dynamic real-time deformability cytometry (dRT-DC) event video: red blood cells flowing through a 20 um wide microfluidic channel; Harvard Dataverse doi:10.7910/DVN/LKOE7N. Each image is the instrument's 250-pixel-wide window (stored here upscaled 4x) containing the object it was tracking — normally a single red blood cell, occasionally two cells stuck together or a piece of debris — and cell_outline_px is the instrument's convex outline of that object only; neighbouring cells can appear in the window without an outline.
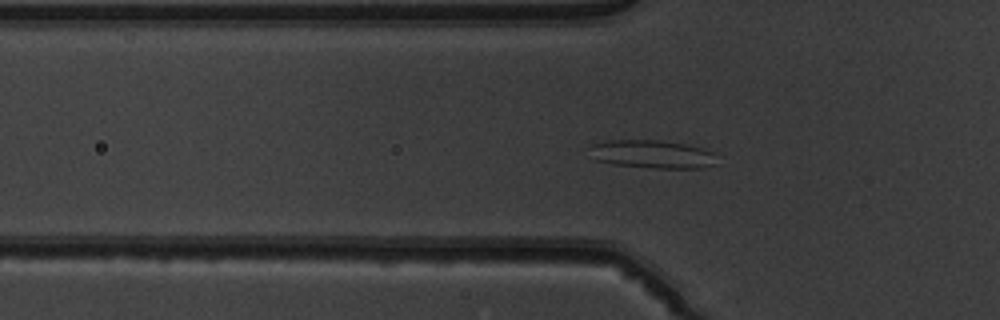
{"species": "common noctule bat (a hibernating species)", "species_latin": "Nyctalus noctula", "temperature_condition": "warm", "stored_images_in_passage": 46, "segment_of_instrument_passage": [1, 2], "camera_frame_rate_fps": 3000, "um_per_image_px": 0.085, "animal": {"sex": "male", "body_mass_g": 19.5, "forearm_length_mm": 54.6}, "frame": {"image": 1, "passage_image": 11, "time_ms": 3.333, "image_size_px": [1000, 320], "cell_outline_px": [[716, 164], [704, 168], [656, 168], [612, 164], [596, 160], [592, 148], [592, 144], [608, 140], [660, 140], [688, 144], [704, 148], [712, 152]], "centroid_in_image_um": [55.5, 13.1], "position_along_channel_um": 70.3, "area_um2": 20.75}}
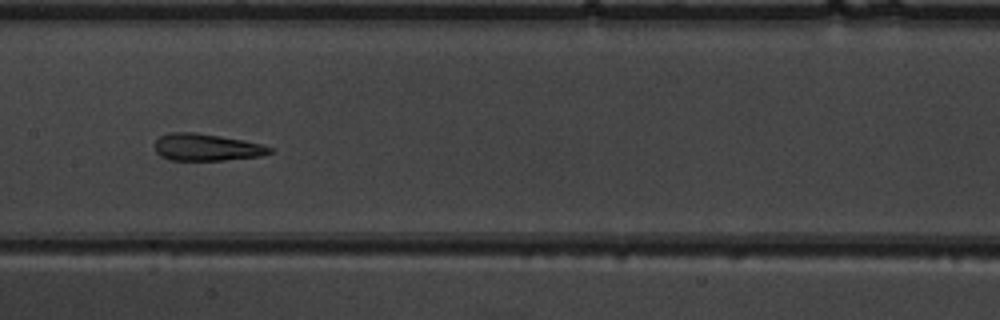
{"frame": {"image": 2, "passage_image": 20, "time_ms": 6.333, "image_size_px": [1000, 320], "cell_outline_px": [[272, 152], [260, 156], [224, 160], [168, 160], [160, 156], [156, 152], [156, 140], [160, 136], [168, 132], [192, 132], [220, 136], [244, 140], [260, 144], [272, 148]], "centroid_in_image_um": [17.53, 12.52], "position_along_channel_um": 189.9, "area_um2": 18.03}}
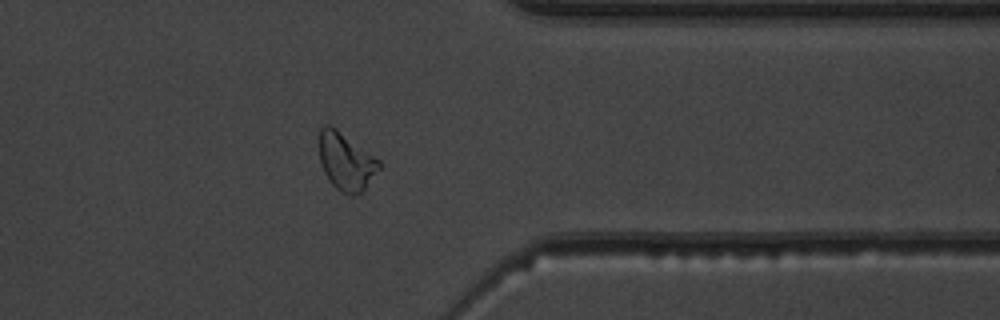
{"frame": {"image": 3, "passage_image": 35, "time_ms": 11.333, "image_size_px": [1000, 320], "cell_outline_px": [[380, 168], [364, 192], [352, 196], [340, 192], [332, 184], [324, 172], [320, 160], [320, 128], [324, 124], [328, 124], [336, 128], [380, 160]], "centroid_in_image_um": [29.43, 13.75], "position_along_channel_um": 382.0, "area_um2": 20.11}}